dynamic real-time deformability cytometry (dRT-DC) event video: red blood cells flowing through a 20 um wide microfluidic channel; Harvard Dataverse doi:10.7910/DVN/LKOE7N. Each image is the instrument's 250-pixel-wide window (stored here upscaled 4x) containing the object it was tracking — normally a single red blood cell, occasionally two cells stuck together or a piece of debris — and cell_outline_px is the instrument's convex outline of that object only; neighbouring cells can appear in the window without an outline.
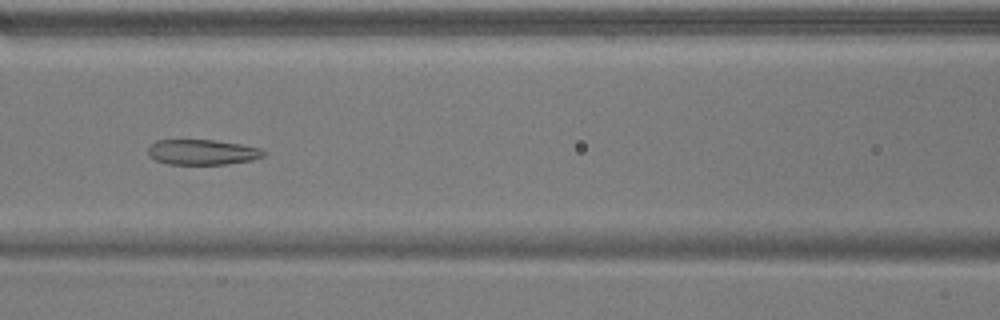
{"species": "common noctule bat (a hibernating species)", "species_latin": "Nyctalus noctula", "temperature_condition": "warm", "stored_images_in_passage": 52, "camera_frame_rate_fps": 3000, "um_per_image_px": 0.085, "animal": {"sex": "male", "body_mass_g": 17.9}, "frame": {"image": 1, "passage_image": 23, "time_ms": 7.333, "image_size_px": [1000, 320], "cell_outline_px": [[264, 156], [252, 160], [228, 164], [168, 164], [156, 160], [148, 156], [148, 148], [156, 140], [212, 140], [240, 144], [260, 148], [264, 152]], "centroid_in_image_um": [17.18, 12.93], "position_along_channel_um": 149.4, "area_um2": 16.94}}
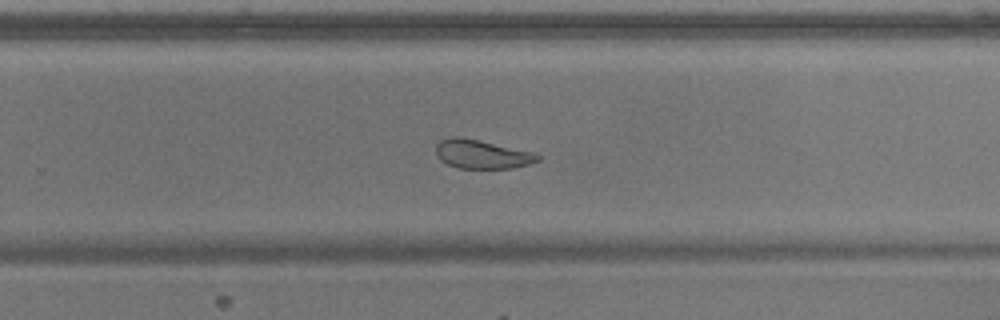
{"frame": {"image": 2, "passage_image": 34, "time_ms": 11.0, "image_size_px": [1000, 320], "cell_outline_px": [[540, 160], [528, 164], [512, 168], [456, 168], [440, 160], [436, 156], [436, 144], [440, 140], [452, 136], [460, 136], [480, 140], [532, 152], [540, 156]], "centroid_in_image_um": [40.91, 13.1], "position_along_channel_um": 288.9, "area_um2": 17.11}}
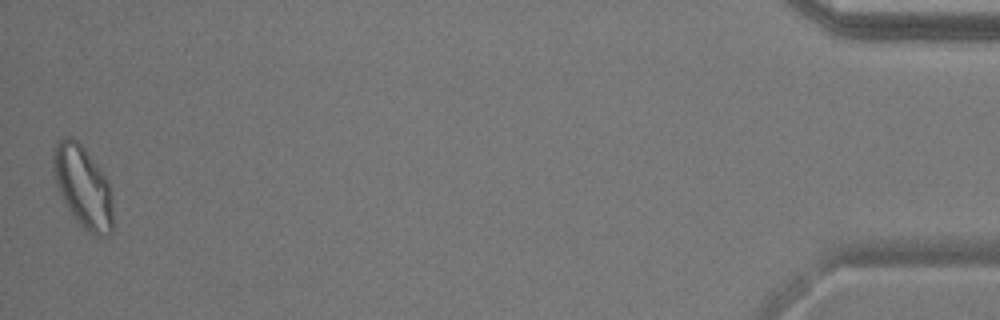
{"frame": {"image": 3, "passage_image": 52, "time_ms": 17.0, "image_size_px": [1000, 320], "cell_outline_px": [[112, 232], [108, 236], [96, 236], [84, 228], [72, 216], [64, 204], [56, 184], [52, 172], [52, 148], [56, 140], [64, 136], [72, 136], [84, 148], [100, 168], [108, 180], [112, 196]], "centroid_in_image_um": [7.02, 15.84], "position_along_channel_um": 428.2, "area_um2": 29.02}, "authors_computed_cell_mechanics": {"area_um2": 22.6287, "velocity_mm_per_s": 3.8172, "shape_relaxation_time_tau1_ms": null, "shape_relaxation_time_tau2_ms": 2.323, "deformation_change_tau1": null, "deformation_change_tau2": 0.091}}